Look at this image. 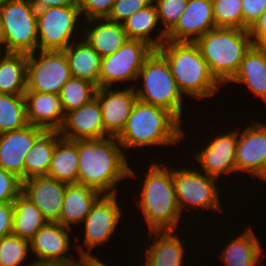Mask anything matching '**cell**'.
Masks as SVG:
<instances>
[{
  "mask_svg": "<svg viewBox=\"0 0 266 266\" xmlns=\"http://www.w3.org/2000/svg\"><path fill=\"white\" fill-rule=\"evenodd\" d=\"M181 125L168 110L137 100L124 130L117 139L124 152L134 147H168L177 145V142L186 136Z\"/></svg>",
  "mask_w": 266,
  "mask_h": 266,
  "instance_id": "2",
  "label": "cell"
},
{
  "mask_svg": "<svg viewBox=\"0 0 266 266\" xmlns=\"http://www.w3.org/2000/svg\"><path fill=\"white\" fill-rule=\"evenodd\" d=\"M78 183L101 195L117 194L116 183L136 178L117 137L77 140Z\"/></svg>",
  "mask_w": 266,
  "mask_h": 266,
  "instance_id": "1",
  "label": "cell"
},
{
  "mask_svg": "<svg viewBox=\"0 0 266 266\" xmlns=\"http://www.w3.org/2000/svg\"><path fill=\"white\" fill-rule=\"evenodd\" d=\"M148 169L137 202L148 231H175L182 216L173 183V169L155 163H150Z\"/></svg>",
  "mask_w": 266,
  "mask_h": 266,
  "instance_id": "4",
  "label": "cell"
},
{
  "mask_svg": "<svg viewBox=\"0 0 266 266\" xmlns=\"http://www.w3.org/2000/svg\"><path fill=\"white\" fill-rule=\"evenodd\" d=\"M115 0H76L81 15L87 20L107 18L112 10Z\"/></svg>",
  "mask_w": 266,
  "mask_h": 266,
  "instance_id": "40",
  "label": "cell"
},
{
  "mask_svg": "<svg viewBox=\"0 0 266 266\" xmlns=\"http://www.w3.org/2000/svg\"><path fill=\"white\" fill-rule=\"evenodd\" d=\"M12 204L14 211L12 235L30 241L35 233L48 221L22 192Z\"/></svg>",
  "mask_w": 266,
  "mask_h": 266,
  "instance_id": "32",
  "label": "cell"
},
{
  "mask_svg": "<svg viewBox=\"0 0 266 266\" xmlns=\"http://www.w3.org/2000/svg\"><path fill=\"white\" fill-rule=\"evenodd\" d=\"M153 0H115L108 20L122 24L135 12L146 8Z\"/></svg>",
  "mask_w": 266,
  "mask_h": 266,
  "instance_id": "38",
  "label": "cell"
},
{
  "mask_svg": "<svg viewBox=\"0 0 266 266\" xmlns=\"http://www.w3.org/2000/svg\"><path fill=\"white\" fill-rule=\"evenodd\" d=\"M97 86L85 79L71 77L61 89L59 94L65 115L89 103L97 91Z\"/></svg>",
  "mask_w": 266,
  "mask_h": 266,
  "instance_id": "33",
  "label": "cell"
},
{
  "mask_svg": "<svg viewBox=\"0 0 266 266\" xmlns=\"http://www.w3.org/2000/svg\"><path fill=\"white\" fill-rule=\"evenodd\" d=\"M155 240L145 250V266H182L184 245L174 230H150Z\"/></svg>",
  "mask_w": 266,
  "mask_h": 266,
  "instance_id": "23",
  "label": "cell"
},
{
  "mask_svg": "<svg viewBox=\"0 0 266 266\" xmlns=\"http://www.w3.org/2000/svg\"><path fill=\"white\" fill-rule=\"evenodd\" d=\"M262 246L254 235L252 229L248 228L226 245L220 258L225 266H258L262 260ZM261 259V260H259Z\"/></svg>",
  "mask_w": 266,
  "mask_h": 266,
  "instance_id": "28",
  "label": "cell"
},
{
  "mask_svg": "<svg viewBox=\"0 0 266 266\" xmlns=\"http://www.w3.org/2000/svg\"><path fill=\"white\" fill-rule=\"evenodd\" d=\"M215 28L212 0H189L178 22L166 36L171 41L196 42Z\"/></svg>",
  "mask_w": 266,
  "mask_h": 266,
  "instance_id": "17",
  "label": "cell"
},
{
  "mask_svg": "<svg viewBox=\"0 0 266 266\" xmlns=\"http://www.w3.org/2000/svg\"><path fill=\"white\" fill-rule=\"evenodd\" d=\"M82 17L77 5L37 10V34L40 51H64L70 44Z\"/></svg>",
  "mask_w": 266,
  "mask_h": 266,
  "instance_id": "8",
  "label": "cell"
},
{
  "mask_svg": "<svg viewBox=\"0 0 266 266\" xmlns=\"http://www.w3.org/2000/svg\"><path fill=\"white\" fill-rule=\"evenodd\" d=\"M27 58L26 90L59 95L72 77L64 51L37 50Z\"/></svg>",
  "mask_w": 266,
  "mask_h": 266,
  "instance_id": "10",
  "label": "cell"
},
{
  "mask_svg": "<svg viewBox=\"0 0 266 266\" xmlns=\"http://www.w3.org/2000/svg\"><path fill=\"white\" fill-rule=\"evenodd\" d=\"M100 20V21H99ZM92 25L84 29L80 37L100 55L101 58L119 50L129 39L123 25L107 18L89 19ZM101 22V23H99ZM95 25V26H94Z\"/></svg>",
  "mask_w": 266,
  "mask_h": 266,
  "instance_id": "22",
  "label": "cell"
},
{
  "mask_svg": "<svg viewBox=\"0 0 266 266\" xmlns=\"http://www.w3.org/2000/svg\"><path fill=\"white\" fill-rule=\"evenodd\" d=\"M59 133L71 141L108 137L98 99L95 97L81 108L67 113Z\"/></svg>",
  "mask_w": 266,
  "mask_h": 266,
  "instance_id": "20",
  "label": "cell"
},
{
  "mask_svg": "<svg viewBox=\"0 0 266 266\" xmlns=\"http://www.w3.org/2000/svg\"><path fill=\"white\" fill-rule=\"evenodd\" d=\"M213 76L224 85L238 72L245 53L253 45L248 30L215 28L196 42Z\"/></svg>",
  "mask_w": 266,
  "mask_h": 266,
  "instance_id": "5",
  "label": "cell"
},
{
  "mask_svg": "<svg viewBox=\"0 0 266 266\" xmlns=\"http://www.w3.org/2000/svg\"><path fill=\"white\" fill-rule=\"evenodd\" d=\"M70 44L65 50L72 77L85 79L99 88L100 55L83 39Z\"/></svg>",
  "mask_w": 266,
  "mask_h": 266,
  "instance_id": "26",
  "label": "cell"
},
{
  "mask_svg": "<svg viewBox=\"0 0 266 266\" xmlns=\"http://www.w3.org/2000/svg\"><path fill=\"white\" fill-rule=\"evenodd\" d=\"M238 142V129H233L232 131L226 134H219L213 139H210V142L207 143L197 154L194 153L196 161L201 165V171L213 176L221 177V175L233 173L236 171L235 166V153ZM203 169V170H202Z\"/></svg>",
  "mask_w": 266,
  "mask_h": 266,
  "instance_id": "15",
  "label": "cell"
},
{
  "mask_svg": "<svg viewBox=\"0 0 266 266\" xmlns=\"http://www.w3.org/2000/svg\"><path fill=\"white\" fill-rule=\"evenodd\" d=\"M46 130L28 124L26 127L0 133V167L24 180V158L35 141Z\"/></svg>",
  "mask_w": 266,
  "mask_h": 266,
  "instance_id": "16",
  "label": "cell"
},
{
  "mask_svg": "<svg viewBox=\"0 0 266 266\" xmlns=\"http://www.w3.org/2000/svg\"><path fill=\"white\" fill-rule=\"evenodd\" d=\"M29 250L28 240L12 234L2 237L0 239V266H20L27 259Z\"/></svg>",
  "mask_w": 266,
  "mask_h": 266,
  "instance_id": "36",
  "label": "cell"
},
{
  "mask_svg": "<svg viewBox=\"0 0 266 266\" xmlns=\"http://www.w3.org/2000/svg\"><path fill=\"white\" fill-rule=\"evenodd\" d=\"M95 97L101 107L105 132L109 136L118 137L124 130L132 108L138 100L134 86L117 91L111 87L97 88Z\"/></svg>",
  "mask_w": 266,
  "mask_h": 266,
  "instance_id": "13",
  "label": "cell"
},
{
  "mask_svg": "<svg viewBox=\"0 0 266 266\" xmlns=\"http://www.w3.org/2000/svg\"><path fill=\"white\" fill-rule=\"evenodd\" d=\"M5 53L37 51V10L30 0H14L0 6Z\"/></svg>",
  "mask_w": 266,
  "mask_h": 266,
  "instance_id": "7",
  "label": "cell"
},
{
  "mask_svg": "<svg viewBox=\"0 0 266 266\" xmlns=\"http://www.w3.org/2000/svg\"><path fill=\"white\" fill-rule=\"evenodd\" d=\"M80 260L71 264L57 263V266H87V258H79Z\"/></svg>",
  "mask_w": 266,
  "mask_h": 266,
  "instance_id": "46",
  "label": "cell"
},
{
  "mask_svg": "<svg viewBox=\"0 0 266 266\" xmlns=\"http://www.w3.org/2000/svg\"><path fill=\"white\" fill-rule=\"evenodd\" d=\"M260 46L266 51V39L260 44Z\"/></svg>",
  "mask_w": 266,
  "mask_h": 266,
  "instance_id": "51",
  "label": "cell"
},
{
  "mask_svg": "<svg viewBox=\"0 0 266 266\" xmlns=\"http://www.w3.org/2000/svg\"><path fill=\"white\" fill-rule=\"evenodd\" d=\"M28 125L24 95L0 94V133Z\"/></svg>",
  "mask_w": 266,
  "mask_h": 266,
  "instance_id": "34",
  "label": "cell"
},
{
  "mask_svg": "<svg viewBox=\"0 0 266 266\" xmlns=\"http://www.w3.org/2000/svg\"><path fill=\"white\" fill-rule=\"evenodd\" d=\"M231 82L247 85L250 92L266 103V51L260 45H252L245 53Z\"/></svg>",
  "mask_w": 266,
  "mask_h": 266,
  "instance_id": "24",
  "label": "cell"
},
{
  "mask_svg": "<svg viewBox=\"0 0 266 266\" xmlns=\"http://www.w3.org/2000/svg\"><path fill=\"white\" fill-rule=\"evenodd\" d=\"M28 266H57V262H39V261H34Z\"/></svg>",
  "mask_w": 266,
  "mask_h": 266,
  "instance_id": "47",
  "label": "cell"
},
{
  "mask_svg": "<svg viewBox=\"0 0 266 266\" xmlns=\"http://www.w3.org/2000/svg\"><path fill=\"white\" fill-rule=\"evenodd\" d=\"M117 200L116 194L101 195L91 207L90 213L82 222L85 223L83 245L87 250L75 245L80 258L97 257L91 255V251L110 240L123 214L121 204H118Z\"/></svg>",
  "mask_w": 266,
  "mask_h": 266,
  "instance_id": "12",
  "label": "cell"
},
{
  "mask_svg": "<svg viewBox=\"0 0 266 266\" xmlns=\"http://www.w3.org/2000/svg\"><path fill=\"white\" fill-rule=\"evenodd\" d=\"M204 174V175H203ZM215 179V180H214ZM218 178L201 173L196 168H179L173 169V183L175 193L180 208L185 211L192 207L196 210L211 209L213 211H221V197L219 198V191L217 190L216 180ZM187 205V207H186Z\"/></svg>",
  "mask_w": 266,
  "mask_h": 266,
  "instance_id": "9",
  "label": "cell"
},
{
  "mask_svg": "<svg viewBox=\"0 0 266 266\" xmlns=\"http://www.w3.org/2000/svg\"><path fill=\"white\" fill-rule=\"evenodd\" d=\"M79 157L77 140L60 138L54 148L47 177L67 184L78 183Z\"/></svg>",
  "mask_w": 266,
  "mask_h": 266,
  "instance_id": "27",
  "label": "cell"
},
{
  "mask_svg": "<svg viewBox=\"0 0 266 266\" xmlns=\"http://www.w3.org/2000/svg\"><path fill=\"white\" fill-rule=\"evenodd\" d=\"M154 50L144 41L128 39L119 50L101 59L99 88L127 81H133L135 87L140 69Z\"/></svg>",
  "mask_w": 266,
  "mask_h": 266,
  "instance_id": "11",
  "label": "cell"
},
{
  "mask_svg": "<svg viewBox=\"0 0 266 266\" xmlns=\"http://www.w3.org/2000/svg\"><path fill=\"white\" fill-rule=\"evenodd\" d=\"M159 23L155 4L152 2L146 8L135 12L122 25L129 39L141 40L157 50L166 40L167 36L163 28L156 38L151 33Z\"/></svg>",
  "mask_w": 266,
  "mask_h": 266,
  "instance_id": "29",
  "label": "cell"
},
{
  "mask_svg": "<svg viewBox=\"0 0 266 266\" xmlns=\"http://www.w3.org/2000/svg\"><path fill=\"white\" fill-rule=\"evenodd\" d=\"M170 65L172 75L183 93L198 101L213 97L222 84L213 76L195 42L166 40L157 49Z\"/></svg>",
  "mask_w": 266,
  "mask_h": 266,
  "instance_id": "3",
  "label": "cell"
},
{
  "mask_svg": "<svg viewBox=\"0 0 266 266\" xmlns=\"http://www.w3.org/2000/svg\"><path fill=\"white\" fill-rule=\"evenodd\" d=\"M100 196L98 191L86 185L67 184L58 223L70 229L71 224H80Z\"/></svg>",
  "mask_w": 266,
  "mask_h": 266,
  "instance_id": "25",
  "label": "cell"
},
{
  "mask_svg": "<svg viewBox=\"0 0 266 266\" xmlns=\"http://www.w3.org/2000/svg\"><path fill=\"white\" fill-rule=\"evenodd\" d=\"M22 191V181L0 167V203H12Z\"/></svg>",
  "mask_w": 266,
  "mask_h": 266,
  "instance_id": "39",
  "label": "cell"
},
{
  "mask_svg": "<svg viewBox=\"0 0 266 266\" xmlns=\"http://www.w3.org/2000/svg\"><path fill=\"white\" fill-rule=\"evenodd\" d=\"M58 222H47L33 236L30 242V250L35 253L36 261L57 262L71 264L77 262L68 255L70 250L69 231Z\"/></svg>",
  "mask_w": 266,
  "mask_h": 266,
  "instance_id": "19",
  "label": "cell"
},
{
  "mask_svg": "<svg viewBox=\"0 0 266 266\" xmlns=\"http://www.w3.org/2000/svg\"><path fill=\"white\" fill-rule=\"evenodd\" d=\"M13 215L12 203H0V239L12 234Z\"/></svg>",
  "mask_w": 266,
  "mask_h": 266,
  "instance_id": "42",
  "label": "cell"
},
{
  "mask_svg": "<svg viewBox=\"0 0 266 266\" xmlns=\"http://www.w3.org/2000/svg\"><path fill=\"white\" fill-rule=\"evenodd\" d=\"M0 57V94L24 95L26 91L27 54L3 53Z\"/></svg>",
  "mask_w": 266,
  "mask_h": 266,
  "instance_id": "30",
  "label": "cell"
},
{
  "mask_svg": "<svg viewBox=\"0 0 266 266\" xmlns=\"http://www.w3.org/2000/svg\"><path fill=\"white\" fill-rule=\"evenodd\" d=\"M59 131H45L34 143L24 158V180L34 176H46Z\"/></svg>",
  "mask_w": 266,
  "mask_h": 266,
  "instance_id": "31",
  "label": "cell"
},
{
  "mask_svg": "<svg viewBox=\"0 0 266 266\" xmlns=\"http://www.w3.org/2000/svg\"><path fill=\"white\" fill-rule=\"evenodd\" d=\"M36 10L48 7H64L69 5H77L76 0H30Z\"/></svg>",
  "mask_w": 266,
  "mask_h": 266,
  "instance_id": "44",
  "label": "cell"
},
{
  "mask_svg": "<svg viewBox=\"0 0 266 266\" xmlns=\"http://www.w3.org/2000/svg\"><path fill=\"white\" fill-rule=\"evenodd\" d=\"M189 0H153L156 6L159 23L167 34L178 22Z\"/></svg>",
  "mask_w": 266,
  "mask_h": 266,
  "instance_id": "37",
  "label": "cell"
},
{
  "mask_svg": "<svg viewBox=\"0 0 266 266\" xmlns=\"http://www.w3.org/2000/svg\"><path fill=\"white\" fill-rule=\"evenodd\" d=\"M3 45H4V36H3L2 24H1V20H0V49H1V47H3Z\"/></svg>",
  "mask_w": 266,
  "mask_h": 266,
  "instance_id": "48",
  "label": "cell"
},
{
  "mask_svg": "<svg viewBox=\"0 0 266 266\" xmlns=\"http://www.w3.org/2000/svg\"><path fill=\"white\" fill-rule=\"evenodd\" d=\"M24 97L28 124L43 128L46 131H59L61 129L65 113L58 94L26 90Z\"/></svg>",
  "mask_w": 266,
  "mask_h": 266,
  "instance_id": "21",
  "label": "cell"
},
{
  "mask_svg": "<svg viewBox=\"0 0 266 266\" xmlns=\"http://www.w3.org/2000/svg\"><path fill=\"white\" fill-rule=\"evenodd\" d=\"M143 81L142 88H135L138 100L164 108L182 123L184 95L179 89L165 57L154 50L145 60L137 80Z\"/></svg>",
  "mask_w": 266,
  "mask_h": 266,
  "instance_id": "6",
  "label": "cell"
},
{
  "mask_svg": "<svg viewBox=\"0 0 266 266\" xmlns=\"http://www.w3.org/2000/svg\"><path fill=\"white\" fill-rule=\"evenodd\" d=\"M10 1H14V0H0V6L5 5Z\"/></svg>",
  "mask_w": 266,
  "mask_h": 266,
  "instance_id": "50",
  "label": "cell"
},
{
  "mask_svg": "<svg viewBox=\"0 0 266 266\" xmlns=\"http://www.w3.org/2000/svg\"><path fill=\"white\" fill-rule=\"evenodd\" d=\"M240 133L238 128L236 172H247L259 177L266 167V124L251 123Z\"/></svg>",
  "mask_w": 266,
  "mask_h": 266,
  "instance_id": "14",
  "label": "cell"
},
{
  "mask_svg": "<svg viewBox=\"0 0 266 266\" xmlns=\"http://www.w3.org/2000/svg\"><path fill=\"white\" fill-rule=\"evenodd\" d=\"M253 45H260L266 39V9L248 29Z\"/></svg>",
  "mask_w": 266,
  "mask_h": 266,
  "instance_id": "43",
  "label": "cell"
},
{
  "mask_svg": "<svg viewBox=\"0 0 266 266\" xmlns=\"http://www.w3.org/2000/svg\"><path fill=\"white\" fill-rule=\"evenodd\" d=\"M216 28L243 29L242 0H212Z\"/></svg>",
  "mask_w": 266,
  "mask_h": 266,
  "instance_id": "35",
  "label": "cell"
},
{
  "mask_svg": "<svg viewBox=\"0 0 266 266\" xmlns=\"http://www.w3.org/2000/svg\"><path fill=\"white\" fill-rule=\"evenodd\" d=\"M87 266H108V265L103 263L100 259H97V257H90L87 258Z\"/></svg>",
  "mask_w": 266,
  "mask_h": 266,
  "instance_id": "45",
  "label": "cell"
},
{
  "mask_svg": "<svg viewBox=\"0 0 266 266\" xmlns=\"http://www.w3.org/2000/svg\"><path fill=\"white\" fill-rule=\"evenodd\" d=\"M260 178V180L266 181V167L263 170V172L261 173V175L258 177V179Z\"/></svg>",
  "mask_w": 266,
  "mask_h": 266,
  "instance_id": "49",
  "label": "cell"
},
{
  "mask_svg": "<svg viewBox=\"0 0 266 266\" xmlns=\"http://www.w3.org/2000/svg\"><path fill=\"white\" fill-rule=\"evenodd\" d=\"M266 9V0H242L243 29L248 30Z\"/></svg>",
  "mask_w": 266,
  "mask_h": 266,
  "instance_id": "41",
  "label": "cell"
},
{
  "mask_svg": "<svg viewBox=\"0 0 266 266\" xmlns=\"http://www.w3.org/2000/svg\"><path fill=\"white\" fill-rule=\"evenodd\" d=\"M67 183L47 176L22 181V193L41 211L48 222H58Z\"/></svg>",
  "mask_w": 266,
  "mask_h": 266,
  "instance_id": "18",
  "label": "cell"
}]
</instances>
